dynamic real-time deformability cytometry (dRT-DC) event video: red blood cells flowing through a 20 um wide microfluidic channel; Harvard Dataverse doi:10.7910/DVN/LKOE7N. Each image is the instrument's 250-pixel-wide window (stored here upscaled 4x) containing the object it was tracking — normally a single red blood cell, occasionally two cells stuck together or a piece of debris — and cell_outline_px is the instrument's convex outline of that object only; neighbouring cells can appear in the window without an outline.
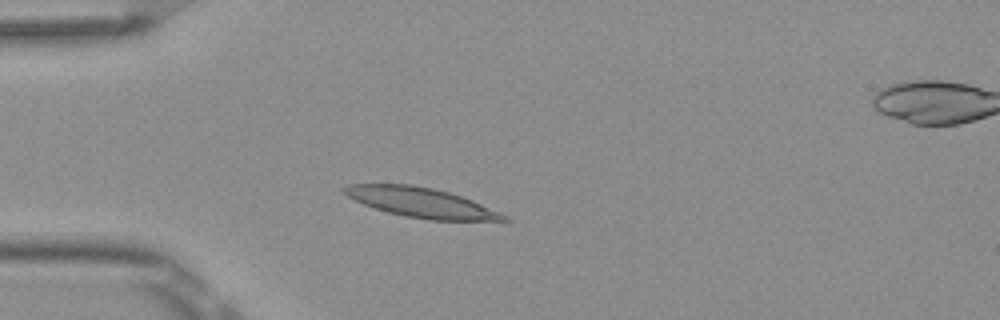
{"species": "Egyptian fruit bat (a non-hibernating species)", "species_latin": "Rousettus aegyptiacus", "temperature_condition": "room temperature", "stored_images_in_passage": 5, "camera_frame_rate_fps": 3000, "um_per_image_px": 0.085, "frame": {"image": 1, "passage_image": 4, "time_ms": 1.0, "image_size_px": [1000, 320], "cell_outline_px": [[512, 220], [428, 220], [404, 216], [388, 212], [364, 204], [348, 196], [340, 188], [348, 184], [412, 184], [432, 188], [448, 192], [472, 200], [500, 212], [508, 216]], "centroid_in_image_um": [35.79, 17.21], "position_along_channel_um": 49.2, "area_um2": 27.34}}